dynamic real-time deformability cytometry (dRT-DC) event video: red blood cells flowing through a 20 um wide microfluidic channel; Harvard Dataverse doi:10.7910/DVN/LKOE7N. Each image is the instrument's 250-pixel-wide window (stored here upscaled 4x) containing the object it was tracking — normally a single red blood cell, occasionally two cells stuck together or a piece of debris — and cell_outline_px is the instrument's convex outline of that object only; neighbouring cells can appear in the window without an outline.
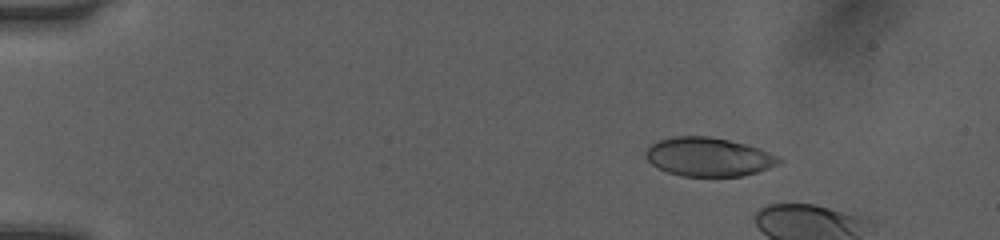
{"species": "human", "species_latin": "Homo sapiens", "temperature_condition": "room temperature", "stored_images_in_passage": 14, "camera_frame_rate_fps": 3000, "um_per_image_px": 0.085, "donor": {"sex": "female"}, "frame": {"image": 1, "passage_image": 8, "time_ms": 2.333, "image_size_px": [1000, 240], "cell_outline_px": [[784, 160], [780, 164], [756, 172], [740, 176], [680, 176], [668, 172], [652, 164], [644, 156], [644, 152], [652, 144], [660, 140], [672, 136], [708, 136], [748, 144], [760, 148], [780, 156]], "centroid_in_image_um": [60.26, 13.33], "position_along_channel_um": 24.7, "area_um2": 30.23}}